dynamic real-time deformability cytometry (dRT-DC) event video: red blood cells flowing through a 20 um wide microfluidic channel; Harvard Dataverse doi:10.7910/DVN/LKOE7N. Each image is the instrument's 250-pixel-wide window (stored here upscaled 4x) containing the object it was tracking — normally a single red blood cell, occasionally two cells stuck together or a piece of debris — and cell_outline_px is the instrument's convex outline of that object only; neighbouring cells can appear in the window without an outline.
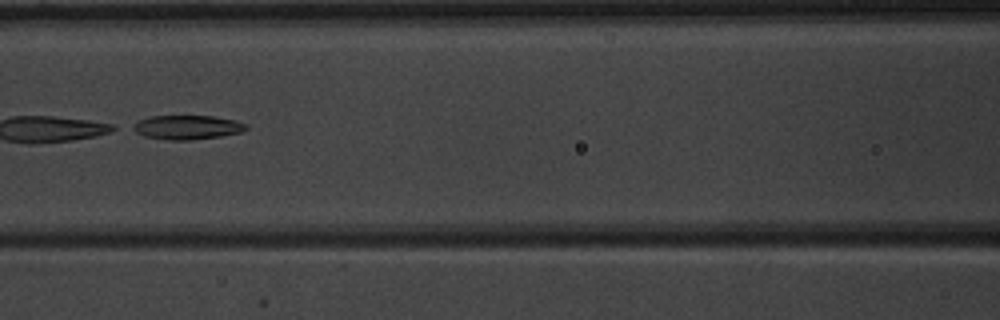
{"species": "common noctule bat (a hibernating species)", "species_latin": "Nyctalus noctula", "temperature_condition": "warm", "stored_images_in_passage": 6, "camera_frame_rate_fps": 3000, "um_per_image_px": 0.085, "animal": {"sex": "male", "body_mass_g": 20.1, "forearm_length_mm": 53.5}, "frame": {"image": 1, "passage_image": 6, "time_ms": 6.667, "image_size_px": [1000, 320], "cell_outline_px": [[248, 128], [240, 132], [220, 136], [192, 140], [168, 140], [144, 136], [128, 128], [140, 120], [148, 116], [212, 116], [236, 120], [248, 124]], "centroid_in_image_um": [15.89, 10.82], "position_along_channel_um": 150.7, "area_um2": 16.01}}